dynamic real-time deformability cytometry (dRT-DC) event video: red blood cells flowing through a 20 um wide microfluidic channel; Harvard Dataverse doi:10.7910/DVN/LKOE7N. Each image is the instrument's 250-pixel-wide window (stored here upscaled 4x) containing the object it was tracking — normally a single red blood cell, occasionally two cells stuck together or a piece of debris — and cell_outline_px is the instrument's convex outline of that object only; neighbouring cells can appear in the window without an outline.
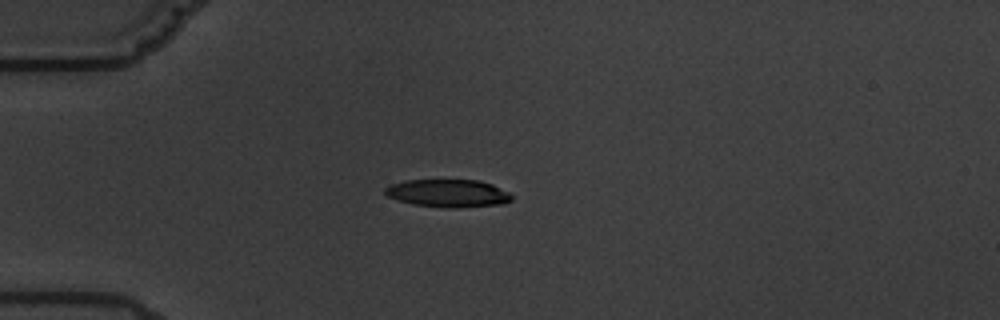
{"species": "common noctule bat (a hibernating species)", "species_latin": "Nyctalus noctula", "temperature_condition": "warm", "stored_images_in_passage": 4, "camera_frame_rate_fps": 3000, "um_per_image_px": 0.085, "animal": {"sex": "male", "body_mass_g": 19.5, "forearm_length_mm": 54.6}, "frame": {"image": 1, "passage_image": 1, "time_ms": 0.0, "image_size_px": [1000, 320], "cell_outline_px": [[512, 200], [504, 204], [456, 208], [452, 208], [412, 204], [388, 196], [384, 192], [384, 188], [392, 184], [404, 180], [480, 180], [492, 184], [508, 192], [512, 196]], "centroid_in_image_um": [38.11, 16.42], "position_along_channel_um": 46.9, "area_um2": 20.46}}
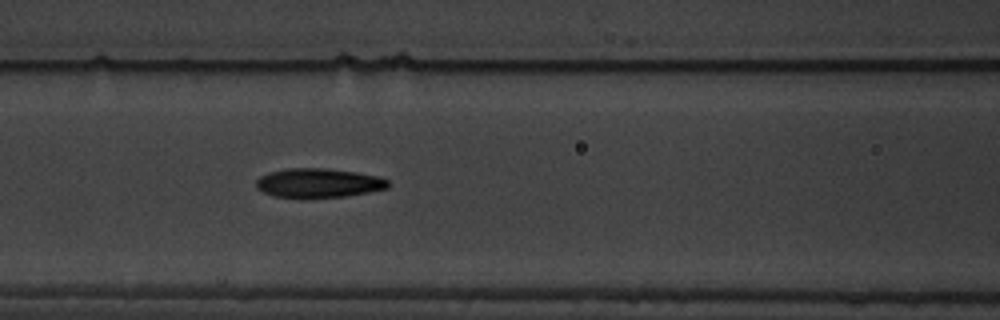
{"frame": {"image": 2, "passage_image": 4, "time_ms": 3.333, "image_size_px": [1000, 320], "cell_outline_px": [[388, 188], [348, 196], [272, 196], [256, 188], [256, 180], [260, 176], [268, 172], [288, 168], [324, 168], [356, 172], [376, 176], [388, 180]], "centroid_in_image_um": [27.05, 15.53], "position_along_channel_um": 139.5, "area_um2": 21.96}}